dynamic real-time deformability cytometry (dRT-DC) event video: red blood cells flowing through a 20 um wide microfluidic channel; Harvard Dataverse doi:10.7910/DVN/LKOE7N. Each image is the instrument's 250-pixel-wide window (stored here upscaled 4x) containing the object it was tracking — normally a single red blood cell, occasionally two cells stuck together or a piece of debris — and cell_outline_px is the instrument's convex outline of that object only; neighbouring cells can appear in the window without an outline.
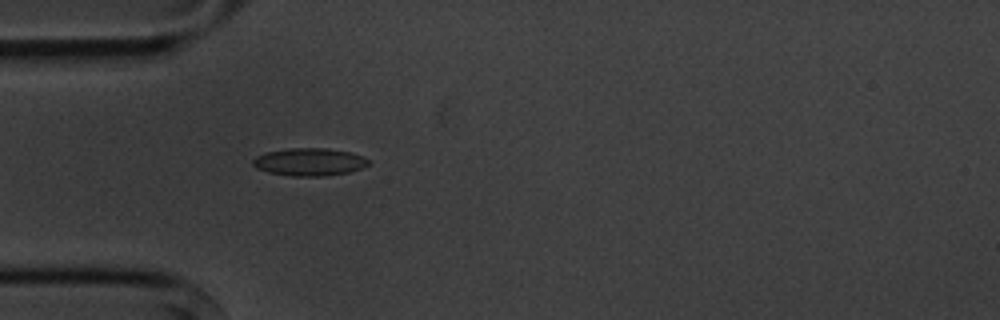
{"species": "common noctule bat (a hibernating species)", "species_latin": "Nyctalus noctula", "temperature_condition": "cold", "stored_images_in_passage": 3, "camera_frame_rate_fps": 3000, "um_per_image_px": 0.085, "animal": {"sex": "male", "body_mass_g": 20.1, "forearm_length_mm": 53.5}, "frame": {"image": 1, "passage_image": 3, "time_ms": 3.333, "image_size_px": [1000, 320], "cell_outline_px": [[368, 164], [364, 168], [348, 172], [324, 176], [292, 176], [268, 172], [256, 168], [252, 164], [252, 160], [256, 156], [264, 152], [288, 148], [328, 148], [352, 152], [364, 156], [368, 160]], "centroid_in_image_um": [26.29, 13.75], "position_along_channel_um": 58.7, "area_um2": 18.84}}